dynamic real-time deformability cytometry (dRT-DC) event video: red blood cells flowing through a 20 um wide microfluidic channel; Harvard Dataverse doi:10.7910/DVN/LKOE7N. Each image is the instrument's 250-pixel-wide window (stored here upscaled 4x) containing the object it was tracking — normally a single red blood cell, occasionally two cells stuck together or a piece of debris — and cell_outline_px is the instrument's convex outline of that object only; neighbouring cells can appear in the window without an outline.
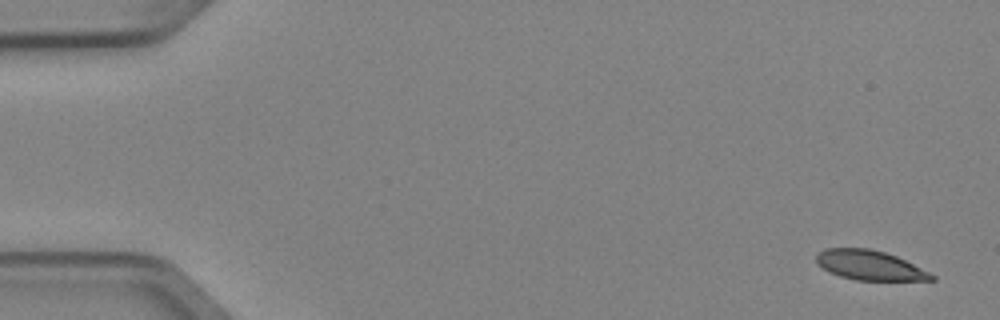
{"species": "Egyptian fruit bat (a non-hibernating species)", "species_latin": "Rousettus aegyptiacus", "temperature_condition": "cold", "stored_images_in_passage": 5, "camera_frame_rate_fps": 3000, "um_per_image_px": 0.085, "animal": {"sex": "female"}, "frame": {"image": 1, "passage_image": 1, "time_ms": 0.0, "image_size_px": [1000, 320], "cell_outline_px": [[936, 280], [856, 280], [840, 276], [824, 268], [816, 260], [816, 256], [820, 252], [828, 248], [868, 248], [884, 252], [896, 256], [936, 276]], "centroid_in_image_um": [73.94, 22.55], "position_along_channel_um": 11.1, "area_um2": 19.42}}
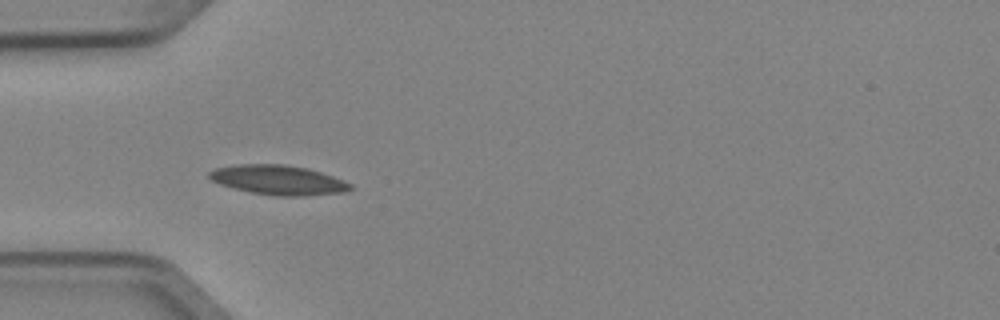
{"frame": {"image": 2, "passage_image": 4, "time_ms": 1.0, "image_size_px": [1000, 320], "cell_outline_px": [[352, 188], [344, 192], [300, 196], [276, 196], [252, 192], [232, 188], [220, 184], [212, 180], [208, 176], [208, 172], [216, 168], [236, 164], [284, 164], [308, 168], [332, 176], [352, 184]], "centroid_in_image_um": [23.63, 15.29], "position_along_channel_um": 61.4, "area_um2": 24.22}}
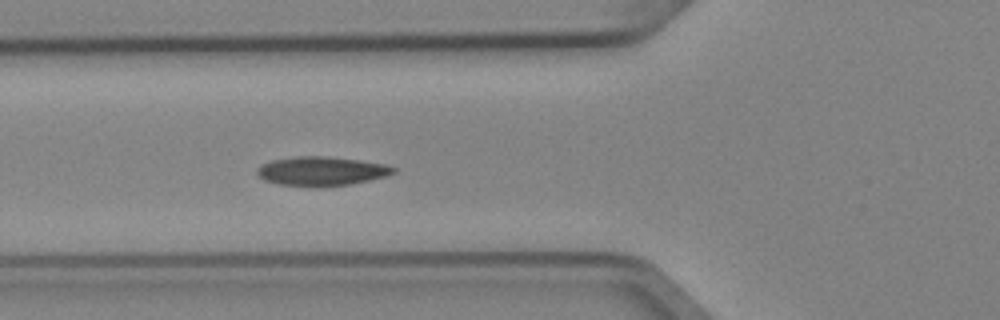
{"frame": {"image": 3, "passage_image": 5, "time_ms": 1.333, "image_size_px": [1000, 320], "cell_outline_px": [[396, 172], [384, 176], [352, 184], [316, 188], [280, 184], [264, 180], [256, 172], [256, 168], [260, 164], [272, 160], [296, 156], [324, 156], [356, 160], [384, 164], [396, 168]], "centroid_in_image_um": [27.27, 14.56], "position_along_channel_um": 98.5, "area_um2": 23.18}}